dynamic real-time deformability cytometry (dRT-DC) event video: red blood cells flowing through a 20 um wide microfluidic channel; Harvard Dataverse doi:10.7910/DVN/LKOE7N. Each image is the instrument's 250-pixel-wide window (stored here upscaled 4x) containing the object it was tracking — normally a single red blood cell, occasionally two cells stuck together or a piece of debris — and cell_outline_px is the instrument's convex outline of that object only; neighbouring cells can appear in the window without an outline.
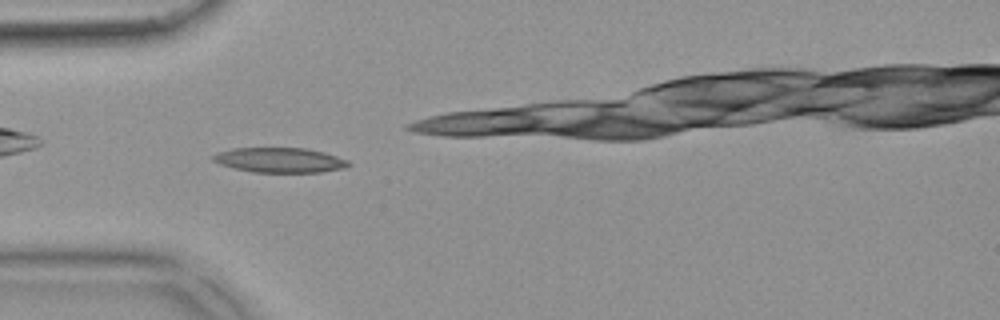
{"species": "common noctule bat (a hibernating species)", "species_latin": "Nyctalus noctula", "temperature_condition": "warm", "stored_images_in_passage": 54, "camera_frame_rate_fps": 3000, "um_per_image_px": 0.085, "animal": {"sex": "female", "body_mass_g": 18.4}, "frame": {"image": 1, "passage_image": 16, "time_ms": 5.0, "image_size_px": [1000, 320], "cell_outline_px": [[352, 164], [344, 168], [320, 172], [252, 172], [232, 168], [220, 164], [212, 160], [212, 156], [216, 152], [232, 148], [308, 148], [324, 152], [348, 160]], "centroid_in_image_um": [23.76, 13.6], "position_along_channel_um": 61.2, "area_um2": 19.77}, "authors_computed_cell_mechanics": {"area_um2": 18.3515, "velocity_mm_per_s": 3.848, "shape_relaxation_time_tau1_ms": null, "shape_relaxation_time_tau2_ms": 2.8902, "deformation_change_tau1": null, "deformation_change_tau2": 0.1034}}